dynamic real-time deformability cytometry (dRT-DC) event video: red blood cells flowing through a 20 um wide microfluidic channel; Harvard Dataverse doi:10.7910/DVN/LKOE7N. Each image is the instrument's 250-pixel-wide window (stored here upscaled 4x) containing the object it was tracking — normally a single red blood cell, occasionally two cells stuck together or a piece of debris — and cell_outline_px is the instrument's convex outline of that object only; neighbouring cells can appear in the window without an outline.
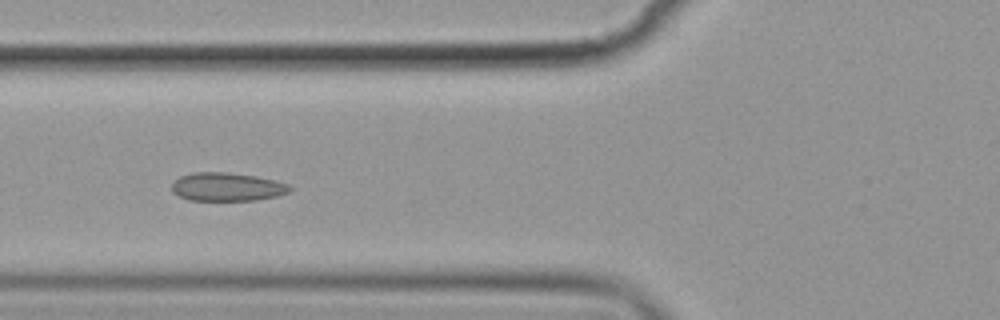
{"species": "common noctule bat (a hibernating species)", "species_latin": "Nyctalus noctula", "temperature_condition": "cold", "stored_images_in_passage": 9, "camera_frame_rate_fps": 3000, "um_per_image_px": 0.085, "animal": {"sex": "female", "body_mass_g": 19.9}, "frame": {"image": 1, "passage_image": 6, "time_ms": 6.0, "image_size_px": [1000, 320], "cell_outline_px": [[292, 192], [276, 196], [256, 200], [188, 200], [172, 192], [172, 180], [180, 176], [192, 172], [228, 172], [256, 176], [288, 184], [292, 188]], "centroid_in_image_um": [19.28, 15.88], "position_along_channel_um": 106.5, "area_um2": 19.65}}
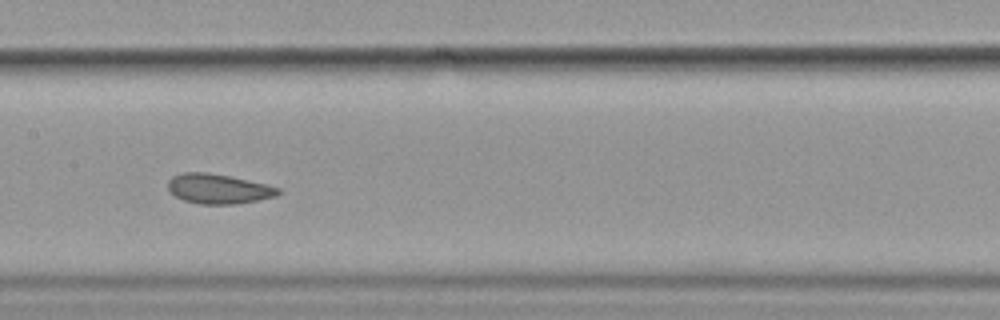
{"frame": {"image": 2, "passage_image": 8, "time_ms": 8.333, "image_size_px": [1000, 320], "cell_outline_px": [[280, 192], [276, 196], [236, 204], [200, 204], [184, 200], [176, 196], [168, 188], [168, 180], [172, 176], [184, 172], [208, 172], [268, 184], [280, 188]], "centroid_in_image_um": [18.56, 16.04], "position_along_channel_um": 188.8, "area_um2": 19.02}}
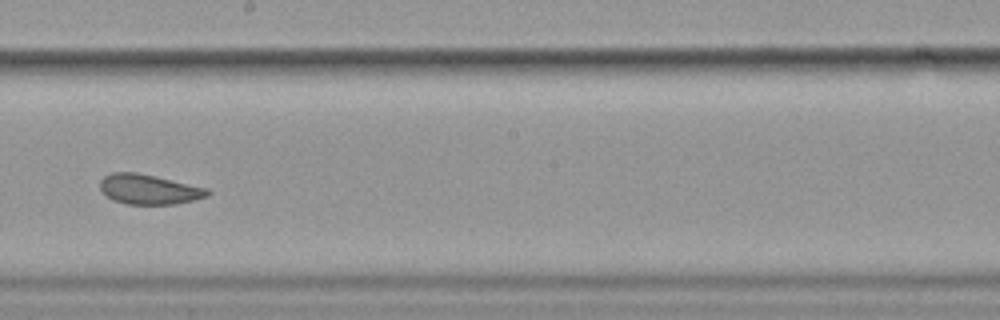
{"frame": {"image": 3, "passage_image": 9, "time_ms": 9.667, "image_size_px": [1000, 320], "cell_outline_px": [[212, 192], [208, 196], [176, 204], [128, 204], [112, 200], [100, 188], [100, 180], [104, 176], [112, 172], [136, 172], [156, 176], [208, 188]], "centroid_in_image_um": [12.68, 16.08], "position_along_channel_um": 235.5, "area_um2": 18.73}}